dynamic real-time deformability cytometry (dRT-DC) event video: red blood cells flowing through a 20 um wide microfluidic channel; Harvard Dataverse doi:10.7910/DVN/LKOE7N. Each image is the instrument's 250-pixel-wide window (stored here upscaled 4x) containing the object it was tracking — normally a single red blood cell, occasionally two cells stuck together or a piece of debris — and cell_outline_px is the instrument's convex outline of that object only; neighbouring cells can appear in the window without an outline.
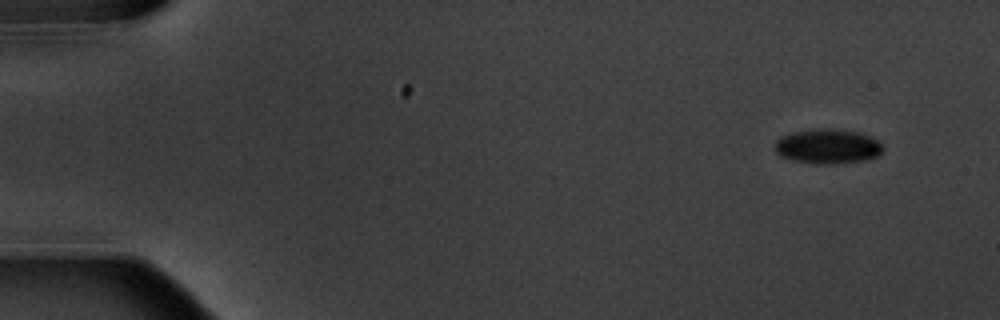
{"species": "common noctule bat (a hibernating species)", "species_latin": "Nyctalus noctula", "temperature_condition": "warm", "stored_images_in_passage": 4, "camera_frame_rate_fps": 3000, "um_per_image_px": 0.085, "animal": {"sex": "male", "body_mass_g": 20.1, "forearm_length_mm": 53.5}, "frame": {"image": 1, "passage_image": 1, "time_ms": 0.0, "image_size_px": [1000, 320], "cell_outline_px": [[884, 148], [880, 156], [864, 160], [828, 164], [816, 164], [792, 160], [780, 156], [776, 152], [776, 140], [780, 136], [792, 132], [820, 128], [828, 128], [860, 132], [880, 140]], "centroid_in_image_um": [70.39, 12.43], "position_along_channel_um": 14.6, "area_um2": 22.08}}